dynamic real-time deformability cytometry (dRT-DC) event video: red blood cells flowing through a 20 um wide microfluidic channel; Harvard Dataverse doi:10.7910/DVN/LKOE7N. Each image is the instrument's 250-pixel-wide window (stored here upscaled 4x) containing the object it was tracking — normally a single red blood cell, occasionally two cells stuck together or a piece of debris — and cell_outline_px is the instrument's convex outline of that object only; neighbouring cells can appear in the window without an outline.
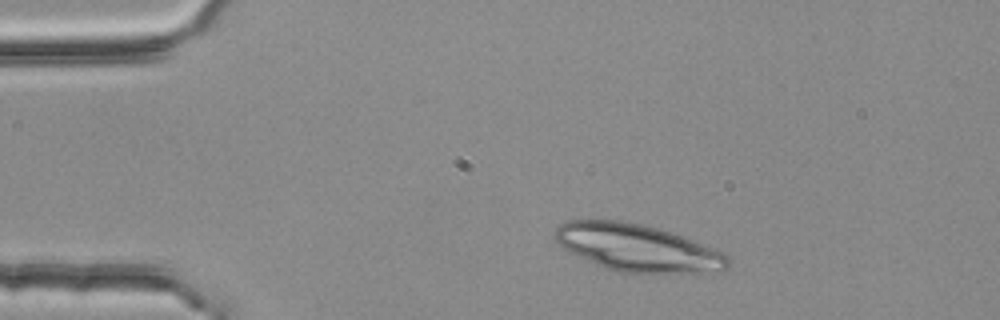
{"species": "common noctule bat (a hibernating species)", "species_latin": "Nyctalus noctula", "temperature_condition": "room temperature", "stored_images_in_passage": 1, "camera_frame_rate_fps": 3000, "um_per_image_px": 0.085, "animal": {"sex": "female", "body_mass_g": 25.1}, "frame": {"image": 1, "passage_image": 1, "time_ms": 0.0, "image_size_px": [1000, 320], "cell_outline_px": [[732, 260], [728, 268], [704, 272], [616, 272], [604, 268], [568, 252], [556, 240], [556, 228], [560, 224], [568, 220], [620, 220], [644, 224], [660, 228], [684, 236], [716, 248], [724, 252]], "centroid_in_image_um": [54.21, 21.05], "position_along_channel_um": 30.8, "area_um2": 47.69}}